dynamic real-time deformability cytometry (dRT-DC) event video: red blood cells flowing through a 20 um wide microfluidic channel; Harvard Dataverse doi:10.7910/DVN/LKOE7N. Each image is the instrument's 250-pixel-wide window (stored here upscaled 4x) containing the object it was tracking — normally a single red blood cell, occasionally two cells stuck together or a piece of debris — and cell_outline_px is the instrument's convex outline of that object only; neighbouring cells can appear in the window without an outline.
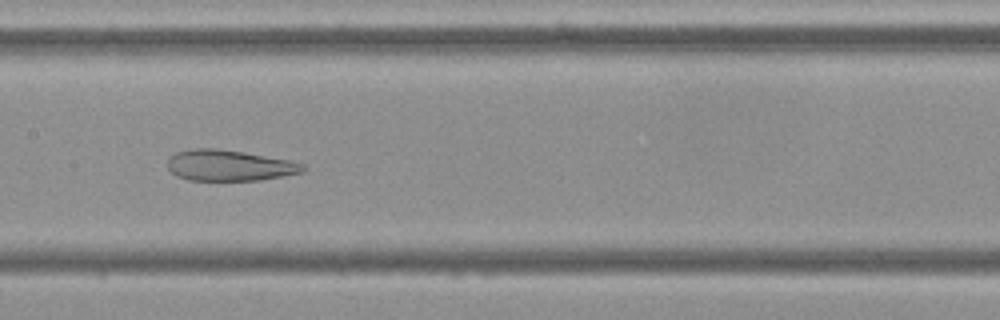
{"species": "Egyptian fruit bat (a non-hibernating species)", "species_latin": "Rousettus aegyptiacus", "temperature_condition": "cold", "stored_images_in_passage": 52, "camera_frame_rate_fps": 3000, "um_per_image_px": 0.085, "frame": {"image": 1, "passage_image": 27, "time_ms": 8.667, "image_size_px": [1000, 320], "cell_outline_px": [[308, 168], [304, 172], [284, 176], [260, 180], [188, 180], [176, 176], [168, 168], [168, 160], [176, 152], [188, 148], [216, 148], [244, 152], [288, 160], [304, 164]], "centroid_in_image_um": [19.5, 14.06], "position_along_channel_um": 187.9, "area_um2": 24.51}}
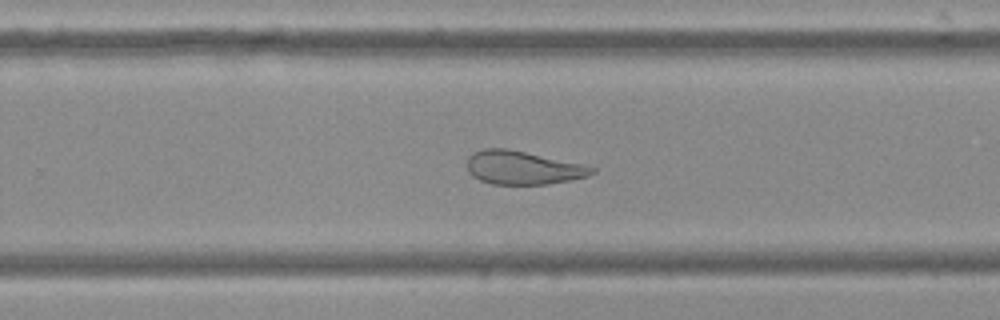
{"frame": {"image": 2, "passage_image": 35, "time_ms": 11.333, "image_size_px": [1000, 320], "cell_outline_px": [[596, 172], [588, 176], [548, 184], [492, 184], [480, 180], [472, 176], [468, 172], [468, 156], [472, 152], [484, 148], [508, 148], [584, 164], [596, 168]], "centroid_in_image_um": [44.43, 14.24], "position_along_channel_um": 285.4, "area_um2": 24.45}}
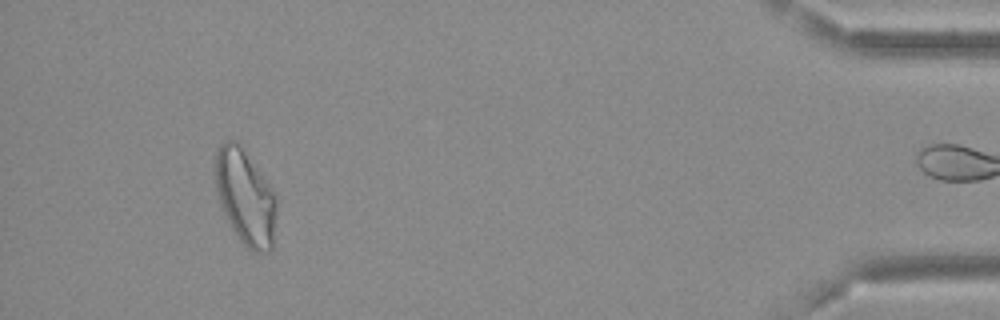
{"frame": {"image": 3, "passage_image": 51, "time_ms": 16.667, "image_size_px": [1000, 320], "cell_outline_px": [[276, 212], [272, 248], [268, 252], [252, 252], [240, 240], [232, 228], [220, 204], [216, 188], [216, 152], [220, 144], [224, 140], [236, 140], [244, 148], [272, 188], [276, 196]], "centroid_in_image_um": [20.87, 16.73], "position_along_channel_um": 414.3, "area_um2": 33.87}}